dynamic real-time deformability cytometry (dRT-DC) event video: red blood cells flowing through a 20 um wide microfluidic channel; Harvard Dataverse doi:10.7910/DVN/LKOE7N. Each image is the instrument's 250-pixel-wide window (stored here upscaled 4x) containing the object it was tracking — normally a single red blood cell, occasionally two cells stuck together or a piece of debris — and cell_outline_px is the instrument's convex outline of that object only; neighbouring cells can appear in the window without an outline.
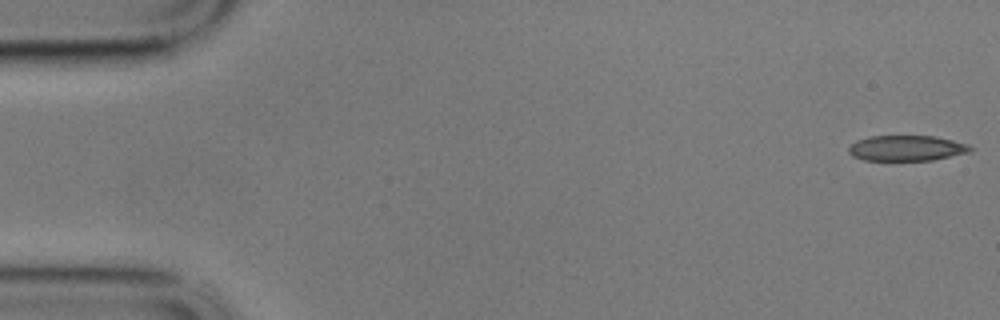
{"species": "common noctule bat (a hibernating species)", "species_latin": "Nyctalus noctula", "temperature_condition": "cold", "stored_images_in_passage": 58, "camera_frame_rate_fps": 3000, "um_per_image_px": 0.085, "animal": {"sex": "male", "body_mass_g": 17.9}, "frame": {"image": 1, "passage_image": 1, "time_ms": 0.0, "image_size_px": [1000, 320], "cell_outline_px": [[976, 148], [972, 152], [932, 160], [864, 160], [852, 156], [848, 152], [848, 148], [856, 140], [868, 136], [936, 136], [968, 144]], "centroid_in_image_um": [77.1, 12.59], "position_along_channel_um": 7.9, "area_um2": 18.26}}
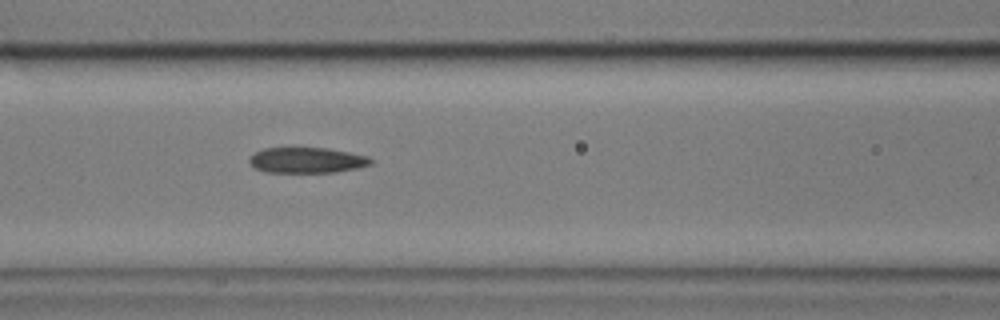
{"frame": {"image": 2, "passage_image": 24, "time_ms": 7.667, "image_size_px": [1000, 320], "cell_outline_px": [[372, 164], [356, 168], [336, 172], [264, 172], [256, 168], [248, 160], [256, 152], [264, 148], [328, 148], [368, 156], [372, 160]], "centroid_in_image_um": [26.1, 13.62], "position_along_channel_um": 140.5, "area_um2": 17.92}}
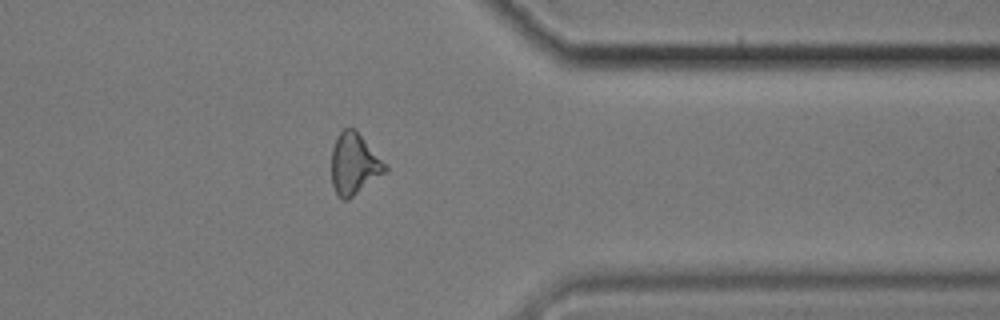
{"frame": {"image": 3, "passage_image": 46, "time_ms": 15.0, "image_size_px": [1000, 320], "cell_outline_px": [[388, 172], [348, 200], [340, 200], [332, 184], [332, 148], [336, 136], [344, 128], [356, 128], [388, 168]], "centroid_in_image_um": [30.11, 13.95], "position_along_channel_um": 381.3, "area_um2": 19.36}, "authors_computed_cell_mechanics": {"area_um2": 19.2185, "velocity_mm_per_s": 3.4269, "shape_relaxation_time_tau1_ms": null, "shape_relaxation_time_tau2_ms": 4.0196, "deformation_change_tau1": null, "deformation_change_tau2": 0.1398}}